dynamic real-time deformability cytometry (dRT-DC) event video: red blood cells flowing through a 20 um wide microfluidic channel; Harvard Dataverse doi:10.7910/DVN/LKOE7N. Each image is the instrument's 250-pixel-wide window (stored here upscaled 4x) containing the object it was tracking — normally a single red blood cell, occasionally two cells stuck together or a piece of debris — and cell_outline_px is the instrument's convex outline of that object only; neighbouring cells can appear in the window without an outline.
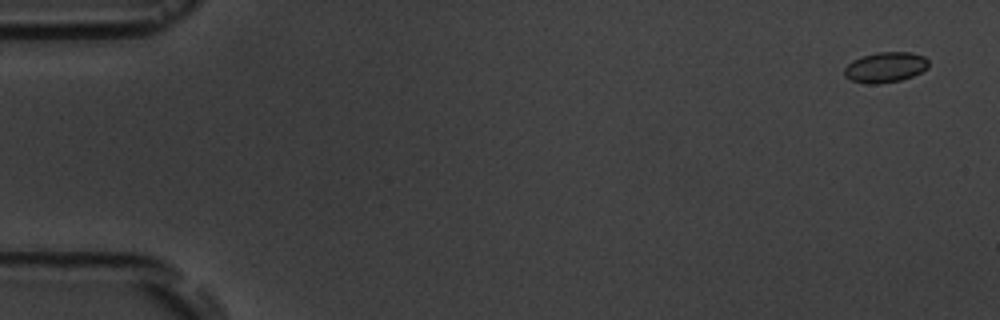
{"species": "common noctule bat (a hibernating species)", "species_latin": "Nyctalus noctula", "temperature_condition": "room temperature", "stored_images_in_passage": 15, "camera_frame_rate_fps": 3000, "um_per_image_px": 0.085, "animal": {"sex": "male", "body_mass_g": 19.5, "forearm_length_mm": 54.6}, "frame": {"image": 1, "passage_image": 1, "time_ms": 0.0, "image_size_px": [1000, 320], "cell_outline_px": [[928, 68], [912, 76], [900, 80], [880, 84], [868, 84], [852, 80], [844, 76], [844, 68], [852, 60], [864, 56], [880, 52], [912, 52], [924, 56], [928, 60]], "centroid_in_image_um": [75.26, 5.72], "position_along_channel_um": 9.7, "area_um2": 14.85}}
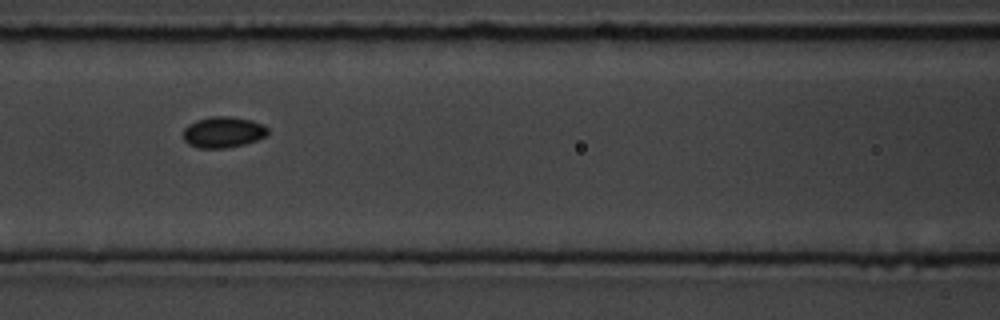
{"frame": {"image": 2, "passage_image": 7, "time_ms": 7.667, "image_size_px": [1000, 320], "cell_outline_px": [[268, 132], [264, 136], [256, 140], [244, 144], [228, 148], [200, 148], [188, 144], [184, 140], [184, 128], [188, 124], [196, 120], [212, 116], [232, 116], [252, 120], [264, 124], [268, 128]], "centroid_in_image_um": [18.97, 11.22], "position_along_channel_um": 147.6, "area_um2": 15.37}}
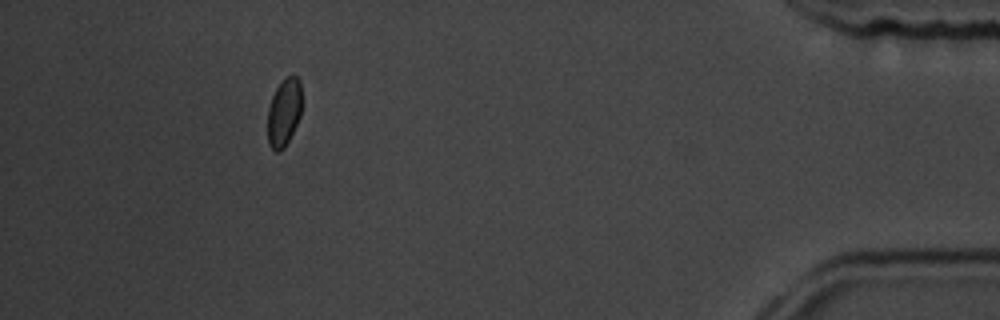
{"frame": {"image": 3, "passage_image": 14, "time_ms": 16.667, "image_size_px": [1000, 320], "cell_outline_px": [[300, 116], [284, 148], [280, 152], [276, 152], [268, 144], [268, 108], [272, 96], [276, 88], [292, 72], [300, 80]], "centroid_in_image_um": [24.12, 9.55], "position_along_channel_um": 411.1, "area_um2": 13.29}, "authors_computed_cell_mechanics": {"area_um2": 14.6812, "velocity_mm_per_s": 3.5837, "shape_relaxation_time_tau1_ms": null, "shape_relaxation_time_tau2_ms": 2.2067, "deformation_change_tau1": null, "deformation_change_tau2": 0.023}}